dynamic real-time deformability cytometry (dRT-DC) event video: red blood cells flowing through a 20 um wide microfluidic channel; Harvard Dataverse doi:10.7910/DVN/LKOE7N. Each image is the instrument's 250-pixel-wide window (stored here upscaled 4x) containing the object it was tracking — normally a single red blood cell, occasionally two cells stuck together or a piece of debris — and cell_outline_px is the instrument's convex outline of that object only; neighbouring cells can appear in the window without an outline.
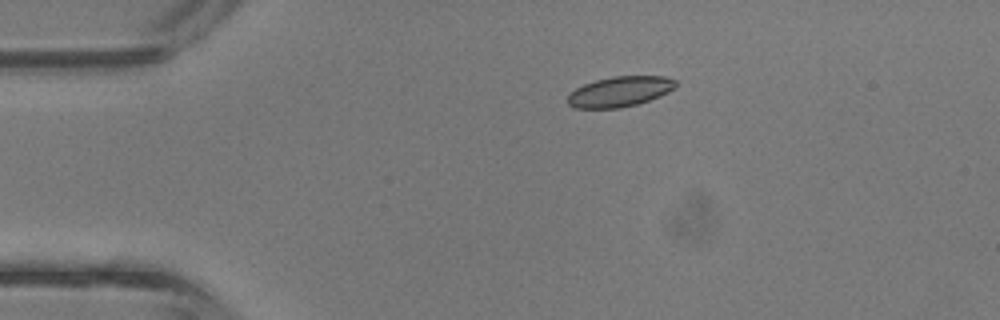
{"species": "common noctule bat (a hibernating species)", "species_latin": "Nyctalus noctula", "temperature_condition": "room temperature", "stored_images_in_passage": 4, "camera_frame_rate_fps": 3000, "um_per_image_px": 0.085, "animal": {"sex": "male", "body_mass_g": 13.3}, "frame": {"image": 1, "passage_image": 3, "time_ms": 0.667, "image_size_px": [1000, 320], "cell_outline_px": [[676, 84], [668, 92], [660, 96], [636, 104], [620, 108], [576, 108], [568, 104], [568, 96], [576, 88], [584, 84], [596, 80], [612, 76], [664, 76], [676, 80]], "centroid_in_image_um": [52.68, 7.78], "position_along_channel_um": 32.3, "area_um2": 18.84}}